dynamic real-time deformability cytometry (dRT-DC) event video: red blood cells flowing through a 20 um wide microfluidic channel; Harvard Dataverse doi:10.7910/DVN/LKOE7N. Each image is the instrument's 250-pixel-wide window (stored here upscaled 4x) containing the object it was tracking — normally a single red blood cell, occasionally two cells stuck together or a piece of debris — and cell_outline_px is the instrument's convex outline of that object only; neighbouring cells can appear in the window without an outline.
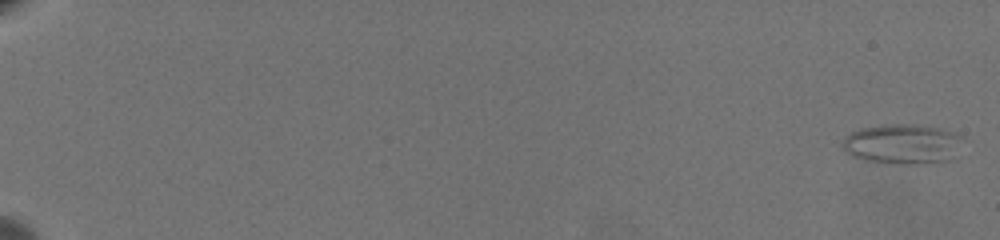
{"species": "common noctule bat (a hibernating species)", "species_latin": "Nyctalus noctula", "temperature_condition": "warm", "stored_images_in_passage": 64, "camera_frame_rate_fps": 3000, "um_per_image_px": 0.085, "animal": {"sex": "female", "body_mass_g": 19.5, "forearm_length_mm": 54.1}, "frame": {"image": 1, "passage_image": 1, "time_ms": 0.0, "image_size_px": [1000, 240], "cell_outline_px": [[960, 136], [944, 160], [916, 164], [900, 164], [864, 160], [852, 156], [844, 152], [840, 144], [852, 132], [860, 128], [884, 124], [916, 124], [936, 128]], "centroid_in_image_um": [76.48, 12.22], "position_along_channel_um": 8.5, "area_um2": 26.76}}
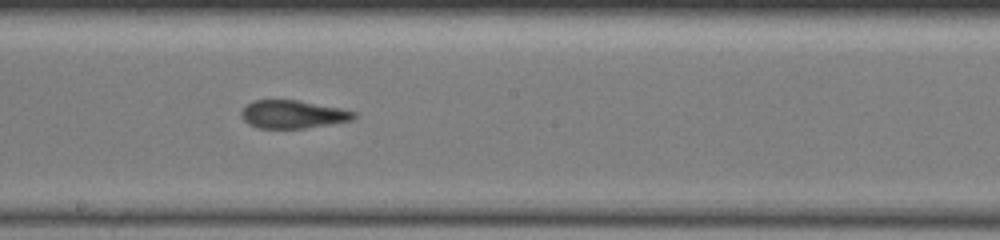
{"frame": {"image": 2, "passage_image": 40, "time_ms": 13.0, "image_size_px": [1000, 240], "cell_outline_px": [[356, 116], [352, 120], [304, 128], [256, 128], [248, 124], [240, 116], [240, 112], [252, 100], [296, 100], [340, 108], [356, 112]], "centroid_in_image_um": [24.85, 9.72], "position_along_channel_um": 223.4, "area_um2": 18.26}}
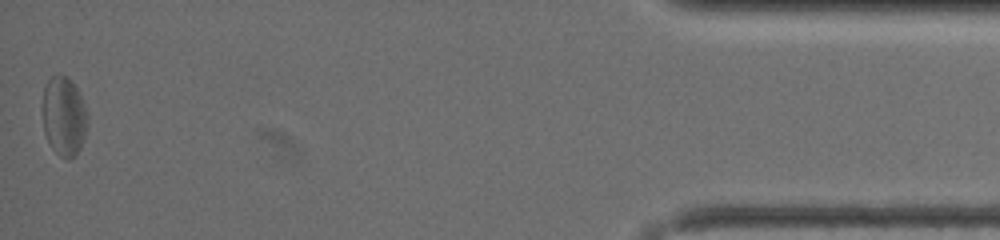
{"frame": {"image": 3, "passage_image": 64, "time_ms": 21.0, "image_size_px": [1000, 240], "cell_outline_px": [[88, 124], [80, 148], [76, 156], [68, 160], [60, 156], [52, 148], [44, 132], [44, 88], [48, 80], [52, 76], [64, 76], [72, 80], [80, 92], [88, 112]], "centroid_in_image_um": [5.48, 9.9], "position_along_channel_um": 429.7, "area_um2": 20.75}, "authors_computed_cell_mechanics": {"area_um2": 19.6809, "velocity_mm_per_s": 3.4836, "shape_relaxation_time_tau1_ms": null, "shape_relaxation_time_tau2_ms": 2.1257, "deformation_change_tau1": null, "deformation_change_tau2": 0.0945}}